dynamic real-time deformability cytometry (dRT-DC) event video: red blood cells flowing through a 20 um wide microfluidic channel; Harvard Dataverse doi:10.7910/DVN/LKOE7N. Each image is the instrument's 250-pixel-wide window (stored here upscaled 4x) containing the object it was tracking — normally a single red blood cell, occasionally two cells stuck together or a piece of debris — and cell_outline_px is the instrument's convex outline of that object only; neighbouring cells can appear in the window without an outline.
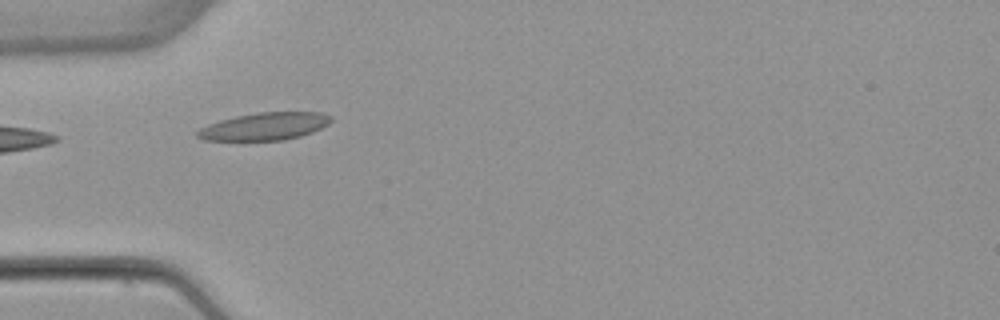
{"species": "common noctule bat (a hibernating species)", "species_latin": "Nyctalus noctula", "temperature_condition": "warm", "stored_images_in_passage": 3, "camera_frame_rate_fps": 3000, "um_per_image_px": 0.085, "animal": {"sex": "female", "body_mass_g": 22.7, "forearm_length_mm": 54.2}, "frame": {"image": 1, "passage_image": 1, "time_ms": 0.0, "image_size_px": [1000, 320], "cell_outline_px": [[332, 120], [328, 124], [312, 132], [300, 136], [284, 140], [204, 140], [196, 136], [196, 132], [200, 128], [208, 124], [220, 120], [236, 116], [256, 112], [320, 112], [332, 116]], "centroid_in_image_um": [22.49, 10.73], "position_along_channel_um": 62.5, "area_um2": 21.39}}